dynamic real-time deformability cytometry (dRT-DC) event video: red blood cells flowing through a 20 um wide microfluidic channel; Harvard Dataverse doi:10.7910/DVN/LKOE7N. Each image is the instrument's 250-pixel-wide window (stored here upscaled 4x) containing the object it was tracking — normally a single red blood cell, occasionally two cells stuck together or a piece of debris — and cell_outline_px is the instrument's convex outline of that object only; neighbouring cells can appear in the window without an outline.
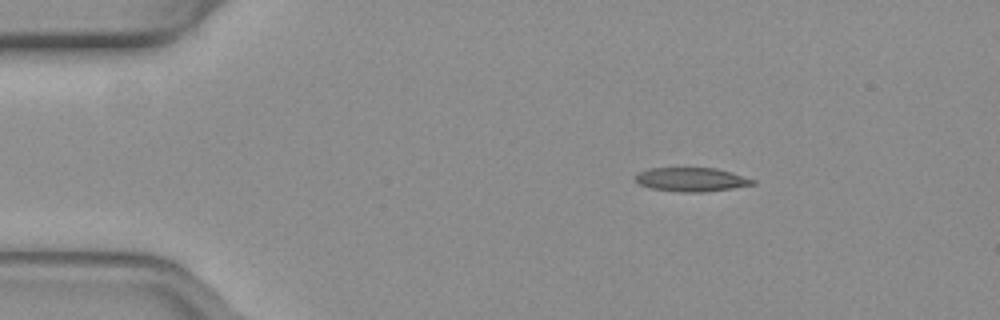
{"species": "common noctule bat (a hibernating species)", "species_latin": "Nyctalus noctula", "temperature_condition": "warm", "stored_images_in_passage": 52, "camera_frame_rate_fps": 3000, "um_per_image_px": 0.085, "animal": {"sex": "female", "body_mass_g": 19.3, "forearm_length_mm": 54.1}, "frame": {"image": 1, "passage_image": 8, "time_ms": 2.333, "image_size_px": [1000, 320], "cell_outline_px": [[756, 184], [732, 188], [704, 192], [680, 192], [652, 188], [640, 184], [636, 180], [636, 172], [648, 168], [716, 168], [732, 172], [756, 180]], "centroid_in_image_um": [58.79, 15.25], "position_along_channel_um": 26.2, "area_um2": 16.36}}
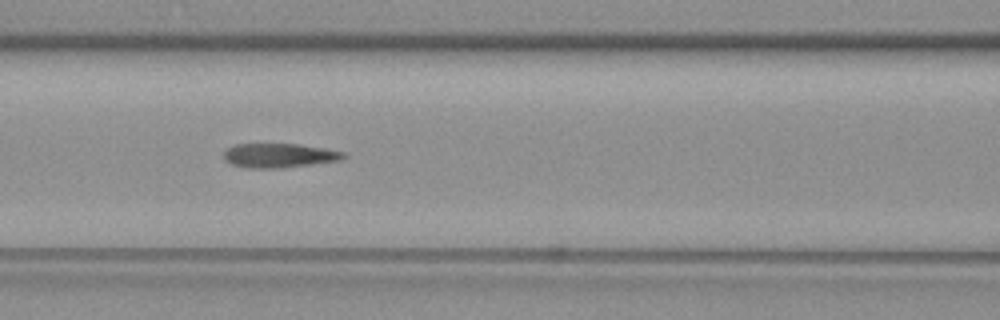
{"frame": {"image": 2, "passage_image": 22, "time_ms": 7.0, "image_size_px": [1000, 320], "cell_outline_px": [[348, 156], [344, 160], [280, 168], [244, 168], [232, 164], [224, 160], [224, 152], [228, 148], [236, 144], [300, 144], [348, 152]], "centroid_in_image_um": [23.8, 13.22], "position_along_channel_um": 142.8, "area_um2": 17.17}}
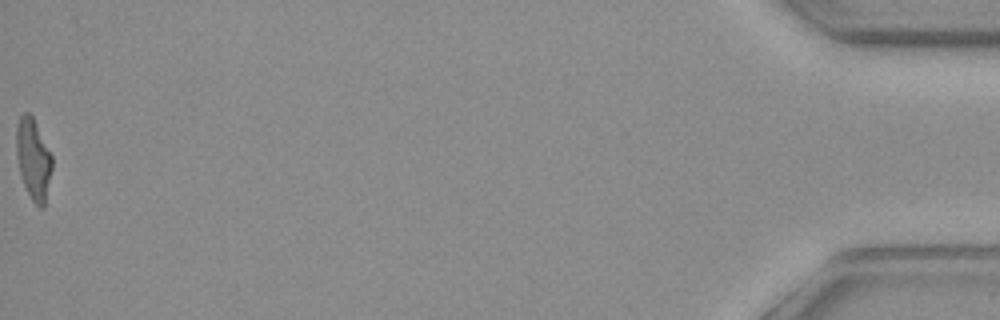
{"frame": {"image": 3, "passage_image": 52, "time_ms": 17.0, "image_size_px": [1000, 320], "cell_outline_px": [[52, 168], [44, 208], [40, 208], [32, 200], [24, 184], [20, 172], [16, 156], [16, 124], [20, 116], [24, 112], [28, 112], [32, 116], [52, 156]], "centroid_in_image_um": [2.82, 13.51], "position_along_channel_um": 432.4, "area_um2": 16.7}, "authors_computed_cell_mechanics": {"area_um2": 17.0799, "velocity_mm_per_s": 3.9593, "shape_relaxation_time_tau1_ms": 9.9556, "shape_relaxation_time_tau2_ms": 1.5014, "deformation_change_tau1": 0.3032, "deformation_change_tau2": 0.1039}}